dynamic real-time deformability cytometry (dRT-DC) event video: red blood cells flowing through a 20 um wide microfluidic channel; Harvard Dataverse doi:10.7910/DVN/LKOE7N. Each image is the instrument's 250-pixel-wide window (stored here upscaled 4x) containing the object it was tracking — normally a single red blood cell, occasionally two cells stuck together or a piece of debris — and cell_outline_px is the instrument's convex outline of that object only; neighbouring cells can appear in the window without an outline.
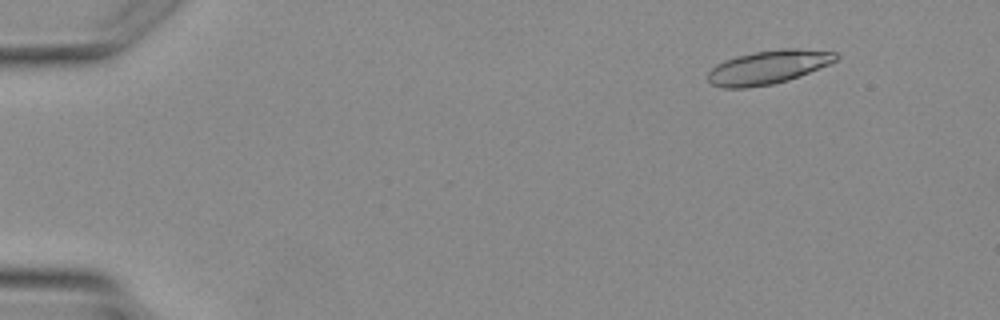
{"species": "Egyptian fruit bat (a non-hibernating species)", "species_latin": "Rousettus aegyptiacus", "temperature_condition": "warm", "stored_images_in_passage": 4, "camera_frame_rate_fps": 3000, "um_per_image_px": 0.085, "animal": {"sex": "female"}, "frame": {"image": 1, "passage_image": 4, "time_ms": 4.667, "image_size_px": [1000, 320], "cell_outline_px": [[840, 56], [836, 60], [828, 64], [800, 76], [788, 80], [772, 84], [748, 88], [724, 88], [712, 84], [708, 80], [708, 72], [716, 64], [724, 60], [756, 52], [784, 48], [796, 48], [836, 52]], "centroid_in_image_um": [65.3, 5.72], "position_along_channel_um": 19.7, "area_um2": 24.91}}